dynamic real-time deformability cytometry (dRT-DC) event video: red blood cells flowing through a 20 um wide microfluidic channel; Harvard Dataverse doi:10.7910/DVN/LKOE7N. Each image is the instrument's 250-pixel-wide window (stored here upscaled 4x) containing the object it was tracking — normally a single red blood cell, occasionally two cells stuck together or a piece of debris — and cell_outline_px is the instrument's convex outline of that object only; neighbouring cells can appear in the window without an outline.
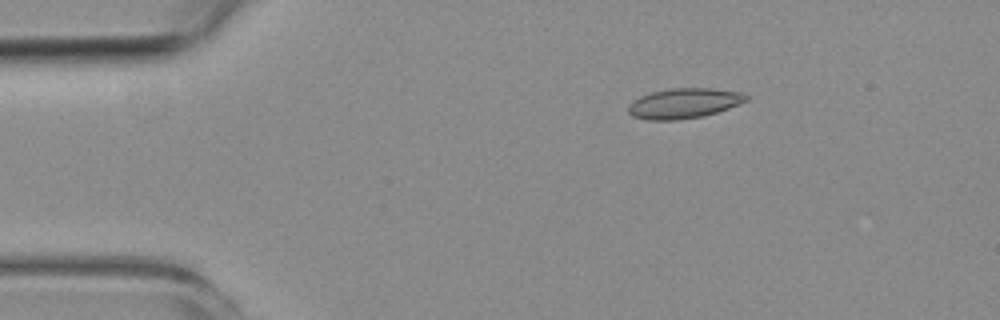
{"species": "common noctule bat (a hibernating species)", "species_latin": "Nyctalus noctula", "temperature_condition": "room temperature", "stored_images_in_passage": 5, "segment_of_instrument_passage": [1, 2], "camera_frame_rate_fps": 3000, "um_per_image_px": 0.085, "animal": {"sex": "female", "body_mass_g": 19.3, "forearm_length_mm": 54.1}, "frame": {"image": 1, "passage_image": 2, "time_ms": 1.0, "image_size_px": [1000, 320], "cell_outline_px": [[748, 100], [740, 104], [704, 116], [676, 120], [648, 120], [632, 116], [628, 112], [628, 104], [640, 96], [652, 92], [672, 88], [712, 88], [744, 92], [748, 96]], "centroid_in_image_um": [58.15, 8.78], "position_along_channel_um": 26.8, "area_um2": 20.81}}
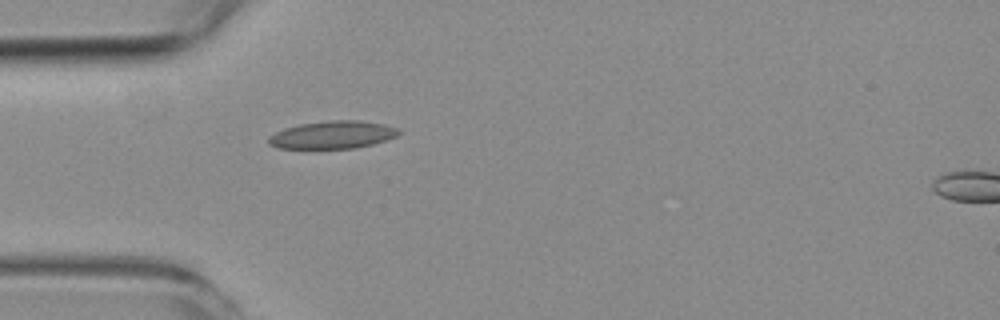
{"frame": {"image": 2, "passage_image": 4, "time_ms": 3.333, "image_size_px": [1000, 320], "cell_outline_px": [[400, 132], [396, 136], [372, 144], [356, 148], [276, 148], [268, 144], [268, 136], [284, 128], [300, 124], [332, 120], [360, 120], [384, 124], [396, 128]], "centroid_in_image_um": [28.23, 11.46], "position_along_channel_um": 56.8, "area_um2": 20.87}}